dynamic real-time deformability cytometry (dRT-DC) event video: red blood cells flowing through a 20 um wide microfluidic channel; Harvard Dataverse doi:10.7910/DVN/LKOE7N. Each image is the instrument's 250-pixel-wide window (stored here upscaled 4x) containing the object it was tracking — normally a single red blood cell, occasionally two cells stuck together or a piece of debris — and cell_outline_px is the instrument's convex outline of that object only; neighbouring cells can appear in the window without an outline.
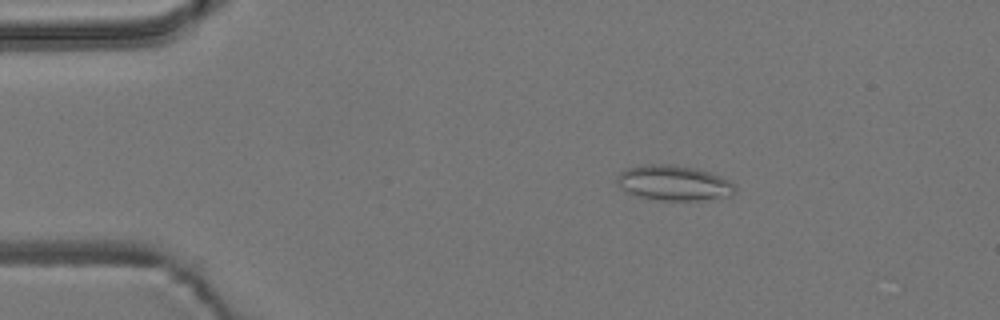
{"species": "common noctule bat (a hibernating species)", "species_latin": "Nyctalus noctula", "temperature_condition": "room temperature", "stored_images_in_passage": 4, "camera_frame_rate_fps": 3000, "um_per_image_px": 0.085, "animal": {"sex": "male", "body_mass_g": 19.2, "forearm_length_mm": 51.8}, "frame": {"image": 1, "passage_image": 2, "time_ms": 1.333, "image_size_px": [1000, 320], "cell_outline_px": [[736, 192], [732, 196], [696, 200], [660, 200], [640, 196], [628, 192], [620, 188], [616, 180], [616, 176], [624, 168], [644, 164], [672, 164], [696, 168], [720, 176], [728, 180], [736, 188]], "centroid_in_image_um": [57.24, 15.53], "position_along_channel_um": 27.8, "area_um2": 24.22}}
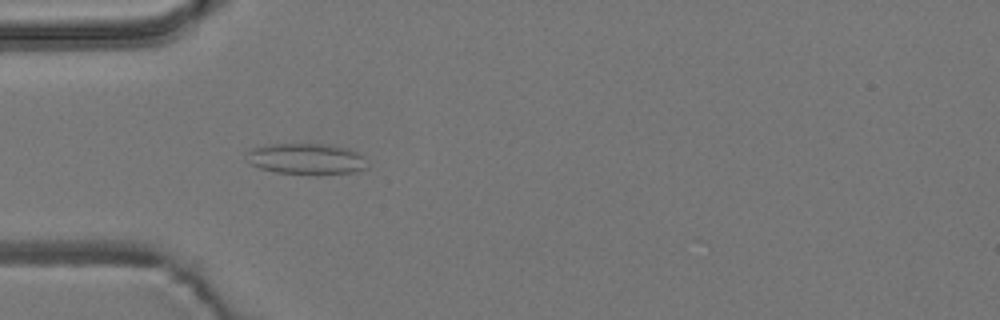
{"frame": {"image": 2, "passage_image": 4, "time_ms": 3.667, "image_size_px": [1000, 320], "cell_outline_px": [[368, 168], [356, 172], [320, 176], [316, 176], [276, 172], [260, 168], [248, 164], [248, 152], [252, 148], [268, 144], [332, 144], [348, 148], [360, 152], [364, 156]], "centroid_in_image_um": [26.12, 13.53], "position_along_channel_um": 58.9, "area_um2": 22.6}}